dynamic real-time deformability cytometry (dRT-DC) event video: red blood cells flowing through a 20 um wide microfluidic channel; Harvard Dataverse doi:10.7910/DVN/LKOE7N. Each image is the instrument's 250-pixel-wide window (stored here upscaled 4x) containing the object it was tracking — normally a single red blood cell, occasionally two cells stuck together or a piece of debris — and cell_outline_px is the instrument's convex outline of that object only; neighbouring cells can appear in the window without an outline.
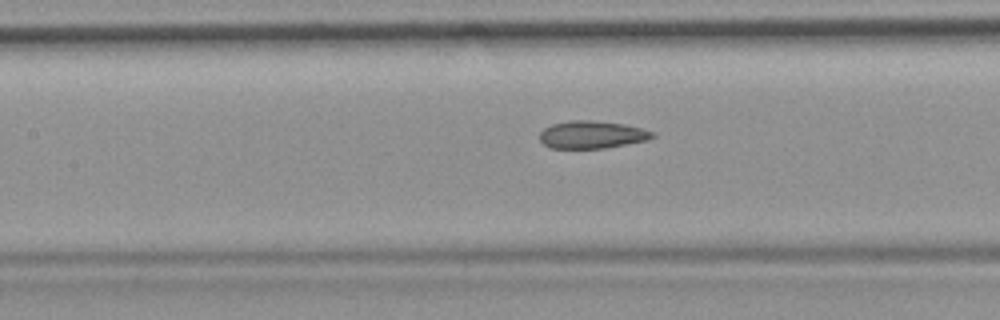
{"species": "common noctule bat (a hibernating species)", "species_latin": "Nyctalus noctula", "temperature_condition": "room temperature", "stored_images_in_passage": 34, "camera_frame_rate_fps": 3000, "um_per_image_px": 0.085, "animal": {"sex": "female", "body_mass_g": 19.9}, "frame": {"image": 1, "passage_image": 15, "time_ms": 4.667, "image_size_px": [1000, 320], "cell_outline_px": [[656, 136], [648, 140], [604, 148], [552, 148], [544, 144], [540, 140], [540, 132], [544, 128], [552, 124], [568, 120], [592, 120], [624, 124], [656, 132]], "centroid_in_image_um": [50.33, 11.44], "position_along_channel_um": 157.1, "area_um2": 18.15}}